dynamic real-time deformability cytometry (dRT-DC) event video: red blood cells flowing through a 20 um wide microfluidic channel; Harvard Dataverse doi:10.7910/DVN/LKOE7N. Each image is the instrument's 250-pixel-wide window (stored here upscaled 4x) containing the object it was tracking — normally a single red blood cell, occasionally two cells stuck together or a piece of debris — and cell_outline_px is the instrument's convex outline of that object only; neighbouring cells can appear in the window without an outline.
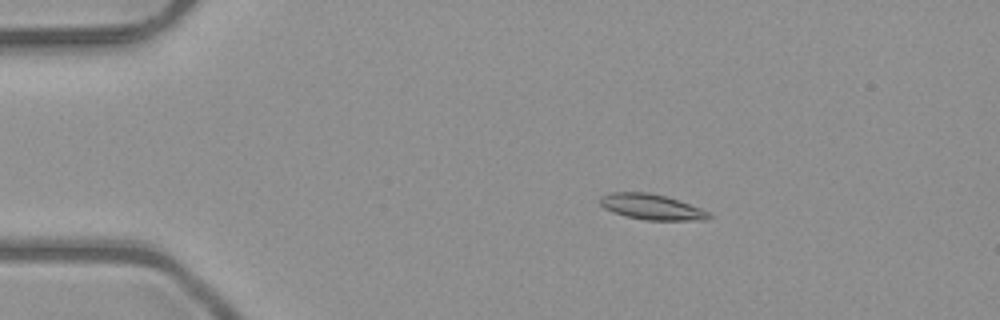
{"species": "common noctule bat (a hibernating species)", "species_latin": "Nyctalus noctula", "temperature_condition": "room temperature", "stored_images_in_passage": 46, "camera_frame_rate_fps": 3000, "um_per_image_px": 0.085, "animal": {"sex": "male", "body_mass_g": 23.1, "forearm_length_mm": 52.7}, "frame": {"image": 1, "passage_image": 4, "time_ms": 1.0, "image_size_px": [1000, 320], "cell_outline_px": [[712, 216], [708, 220], [648, 220], [624, 216], [612, 212], [604, 208], [600, 204], [600, 196], [612, 192], [648, 192], [680, 200], [700, 208], [708, 212]], "centroid_in_image_um": [55.37, 17.59], "position_along_channel_um": 29.6, "area_um2": 16.24}}
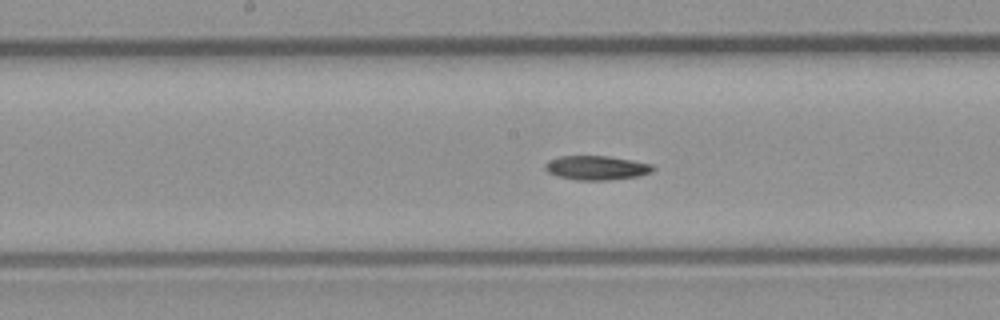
{"frame": {"image": 2, "passage_image": 21, "time_ms": 6.667, "image_size_px": [1000, 320], "cell_outline_px": [[656, 168], [652, 172], [640, 176], [608, 180], [576, 180], [556, 176], [548, 172], [544, 168], [544, 164], [548, 160], [560, 156], [608, 156], [632, 160], [652, 164]], "centroid_in_image_um": [50.7, 14.26], "position_along_channel_um": 197.5, "area_um2": 15.37}}
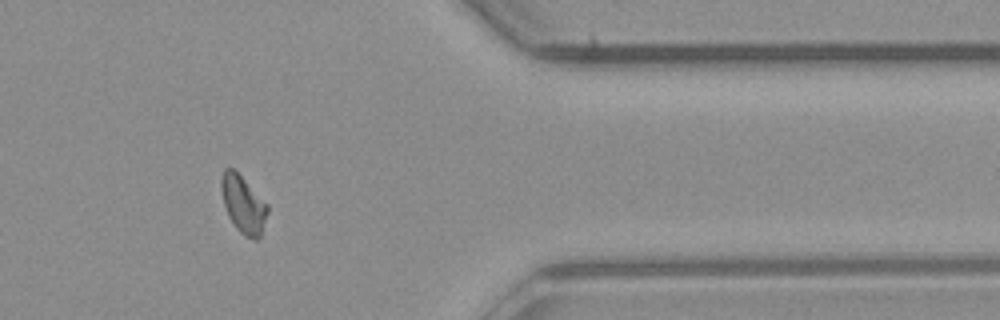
{"frame": {"image": 3, "passage_image": 37, "time_ms": 12.0, "image_size_px": [1000, 320], "cell_outline_px": [[268, 212], [260, 236], [256, 240], [244, 236], [236, 228], [228, 216], [224, 204], [220, 188], [220, 176], [224, 168], [232, 168], [268, 204]], "centroid_in_image_um": [20.65, 17.37], "position_along_channel_um": 390.7, "area_um2": 15.37}, "authors_computed_cell_mechanics": {"area_um2": 15.4326, "velocity_mm_per_s": 4.0287, "shape_relaxation_time_tau1_ms": 11.2625, "shape_relaxation_time_tau2_ms": 10.3507, "deformation_change_tau1": 0.2267, "deformation_change_tau2": 0.1286}}